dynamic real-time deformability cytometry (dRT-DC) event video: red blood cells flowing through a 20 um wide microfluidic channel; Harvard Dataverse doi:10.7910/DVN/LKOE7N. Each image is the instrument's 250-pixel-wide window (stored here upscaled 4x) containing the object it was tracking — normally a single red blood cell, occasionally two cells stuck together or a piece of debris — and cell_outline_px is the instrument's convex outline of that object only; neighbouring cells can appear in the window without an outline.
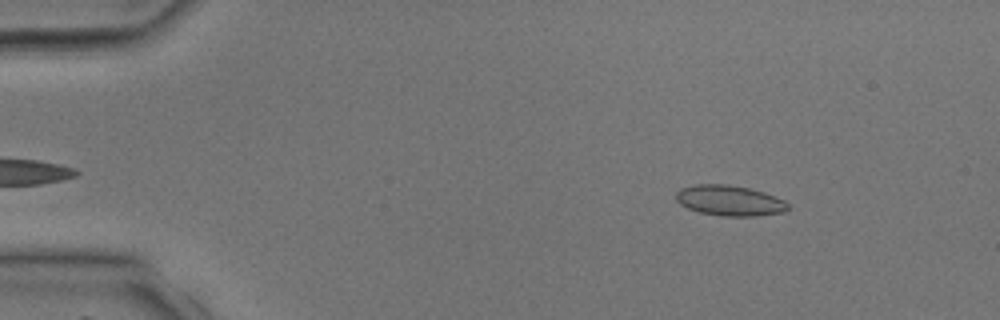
{"species": "common noctule bat (a hibernating species)", "species_latin": "Nyctalus noctula", "temperature_condition": "room temperature", "stored_images_in_passage": 11, "camera_frame_rate_fps": 3000, "um_per_image_px": 0.085, "animal": {"sex": "male", "body_mass_g": 17.9, "forearm_length_mm": 54.2}, "frame": {"image": 1, "passage_image": 4, "time_ms": 1.0, "image_size_px": [1000, 320], "cell_outline_px": [[788, 208], [784, 212], [756, 216], [720, 216], [700, 212], [688, 208], [680, 204], [676, 200], [676, 192], [680, 188], [696, 184], [728, 184], [748, 188], [764, 192], [784, 200], [788, 204]], "centroid_in_image_um": [62.0, 17.04], "position_along_channel_um": 23.0, "area_um2": 19.88}}